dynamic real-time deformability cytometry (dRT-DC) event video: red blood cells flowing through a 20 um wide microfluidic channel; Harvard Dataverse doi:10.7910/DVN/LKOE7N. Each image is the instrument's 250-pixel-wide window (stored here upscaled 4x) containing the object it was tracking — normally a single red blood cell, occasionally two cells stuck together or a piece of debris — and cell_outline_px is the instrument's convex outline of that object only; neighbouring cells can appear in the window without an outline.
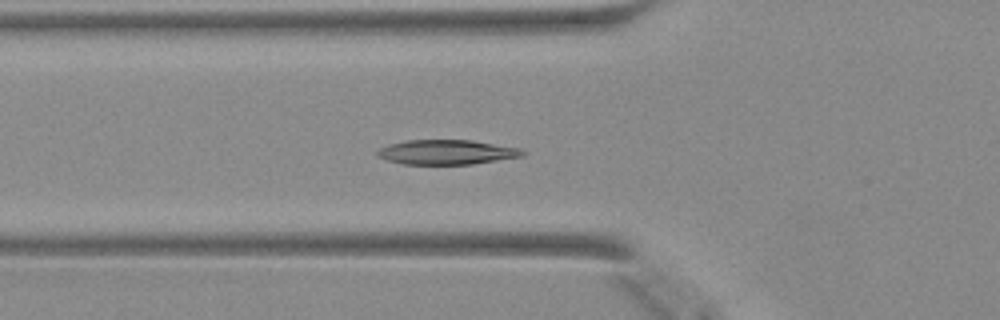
{"species": "Egyptian fruit bat (a non-hibernating species)", "species_latin": "Rousettus aegyptiacus", "temperature_condition": "warm", "stored_images_in_passage": 20, "camera_frame_rate_fps": 3000, "um_per_image_px": 0.085, "animal": {"sex": "female"}, "frame": {"image": 1, "passage_image": 11, "time_ms": 3.333, "image_size_px": [1000, 320], "cell_outline_px": [[524, 156], [472, 164], [404, 164], [388, 160], [376, 156], [376, 152], [380, 148], [392, 144], [408, 140], [472, 140], [520, 148], [524, 152]], "centroid_in_image_um": [37.98, 12.93], "position_along_channel_um": 87.8, "area_um2": 20.69}}
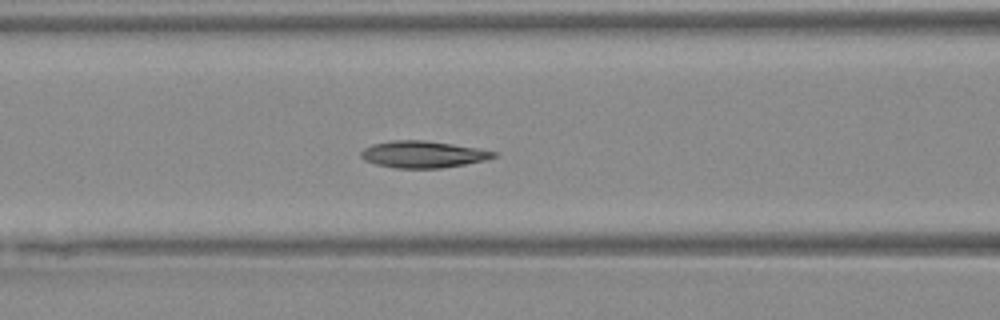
{"frame": {"image": 2, "passage_image": 14, "time_ms": 4.333, "image_size_px": [1000, 320], "cell_outline_px": [[496, 156], [488, 160], [440, 168], [396, 168], [376, 164], [364, 160], [360, 156], [360, 152], [364, 148], [372, 144], [392, 140], [424, 140], [452, 144], [476, 148], [496, 152]], "centroid_in_image_um": [35.92, 13.12], "position_along_channel_um": 130.7, "area_um2": 20.63}}
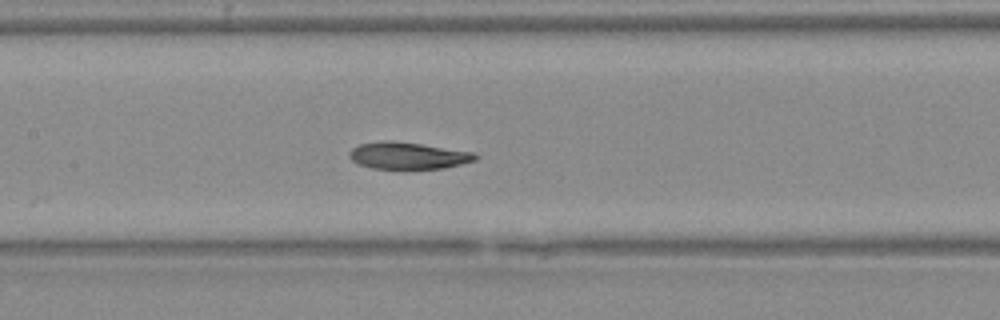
{"frame": {"image": 3, "passage_image": 17, "time_ms": 5.333, "image_size_px": [1000, 320], "cell_outline_px": [[480, 156], [476, 160], [444, 168], [404, 172], [372, 168], [356, 164], [348, 156], [348, 152], [352, 148], [360, 144], [388, 140], [392, 140], [476, 152]], "centroid_in_image_um": [34.68, 13.28], "position_along_channel_um": 172.7, "area_um2": 20.75}}